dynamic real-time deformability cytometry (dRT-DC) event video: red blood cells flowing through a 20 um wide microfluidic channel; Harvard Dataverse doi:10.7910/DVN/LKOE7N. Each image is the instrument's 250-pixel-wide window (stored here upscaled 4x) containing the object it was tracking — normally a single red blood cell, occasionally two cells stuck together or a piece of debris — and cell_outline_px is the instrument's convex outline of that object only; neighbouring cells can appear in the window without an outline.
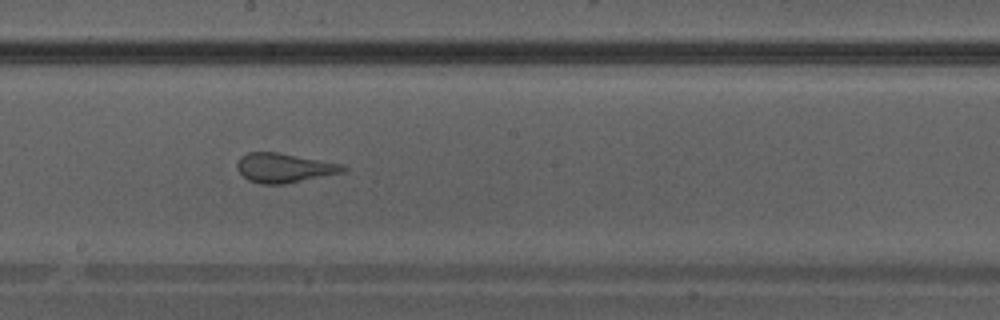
{"species": "Egyptian fruit bat (a non-hibernating species)", "species_latin": "Rousettus aegyptiacus", "temperature_condition": "warm", "stored_images_in_passage": 40, "camera_frame_rate_fps": 3000, "um_per_image_px": 0.085, "animal": {"sex": "male"}, "frame": {"image": 1, "passage_image": 23, "time_ms": 7.333, "image_size_px": [1000, 320], "cell_outline_px": [[348, 172], [284, 184], [260, 184], [248, 180], [236, 168], [236, 164], [240, 156], [248, 152], [276, 152], [344, 164], [348, 168]], "centroid_in_image_um": [24.2, 14.27], "position_along_channel_um": 224.0, "area_um2": 18.38}}